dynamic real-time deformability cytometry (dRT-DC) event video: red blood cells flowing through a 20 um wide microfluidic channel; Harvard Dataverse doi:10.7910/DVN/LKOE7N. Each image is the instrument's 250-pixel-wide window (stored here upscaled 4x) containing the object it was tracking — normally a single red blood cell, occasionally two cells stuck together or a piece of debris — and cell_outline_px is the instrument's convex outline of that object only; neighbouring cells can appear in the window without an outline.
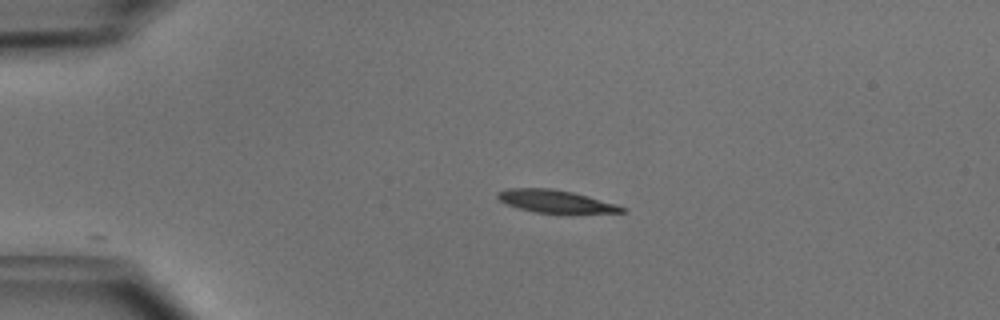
{"species": "common noctule bat (a hibernating species)", "species_latin": "Nyctalus noctula", "temperature_condition": "cold", "stored_images_in_passage": 15, "camera_frame_rate_fps": 3000, "um_per_image_px": 0.085, "animal": {"sex": "male", "body_mass_g": 15.6}, "frame": {"image": 1, "passage_image": 1, "time_ms": 0.0, "image_size_px": [1000, 320], "cell_outline_px": [[628, 212], [536, 212], [520, 208], [508, 204], [500, 200], [496, 196], [496, 192], [508, 188], [552, 188], [572, 192], [588, 196], [616, 204], [628, 208]], "centroid_in_image_um": [47.21, 17.09], "position_along_channel_um": 37.8, "area_um2": 16.01}}
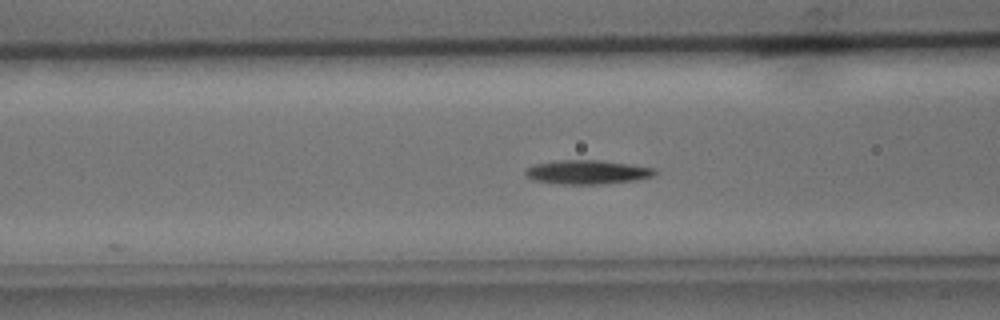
{"frame": {"image": 2, "passage_image": 10, "time_ms": 3.0, "image_size_px": [1000, 320], "cell_outline_px": [[660, 172], [652, 176], [636, 180], [600, 184], [560, 184], [532, 180], [524, 172], [524, 168], [532, 164], [556, 160], [600, 160], [656, 168]], "centroid_in_image_um": [49.89, 14.62], "position_along_channel_um": 116.7, "area_um2": 18.32}}
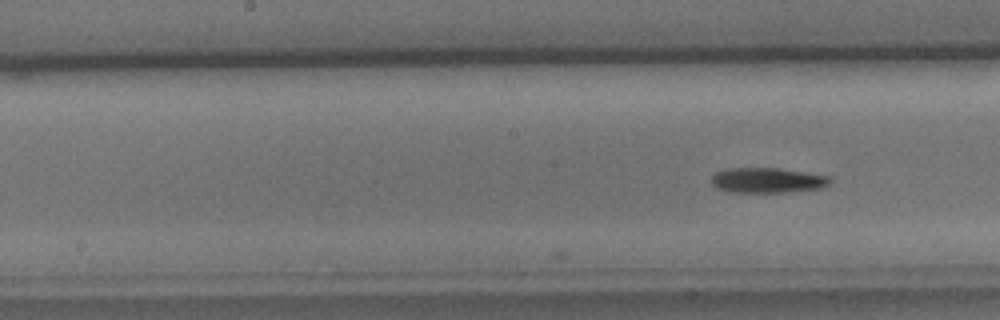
{"frame": {"image": 3, "passage_image": 15, "time_ms": 4.667, "image_size_px": [1000, 320], "cell_outline_px": [[832, 180], [828, 184], [820, 188], [784, 192], [728, 192], [716, 188], [708, 180], [716, 172], [724, 168], [776, 168], [832, 176]], "centroid_in_image_um": [65.17, 15.32], "position_along_channel_um": 183.0, "area_um2": 17.51}}